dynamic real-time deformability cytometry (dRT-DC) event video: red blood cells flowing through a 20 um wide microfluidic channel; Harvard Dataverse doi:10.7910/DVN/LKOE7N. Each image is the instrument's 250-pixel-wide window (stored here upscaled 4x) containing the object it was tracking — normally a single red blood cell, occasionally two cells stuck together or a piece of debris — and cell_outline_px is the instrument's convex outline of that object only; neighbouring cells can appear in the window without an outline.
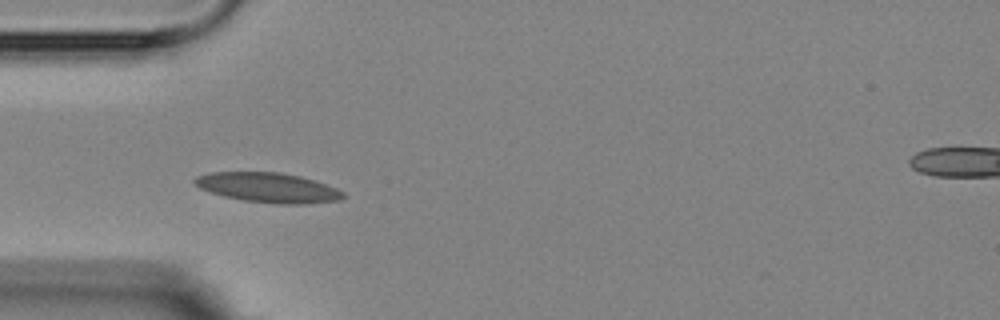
{"species": "Egyptian fruit bat (a non-hibernating species)", "species_latin": "Rousettus aegyptiacus", "temperature_condition": "room temperature", "stored_images_in_passage": 6, "camera_frame_rate_fps": 3000, "um_per_image_px": 0.085, "animal": {"sex": "female"}, "frame": {"image": 1, "passage_image": 5, "time_ms": 4.333, "image_size_px": [1000, 320], "cell_outline_px": [[344, 196], [340, 200], [304, 204], [276, 204], [244, 200], [224, 196], [200, 188], [192, 180], [196, 176], [212, 172], [280, 172], [300, 176], [336, 188], [344, 192]], "centroid_in_image_um": [22.79, 15.94], "position_along_channel_um": 62.2, "area_um2": 25.55}}
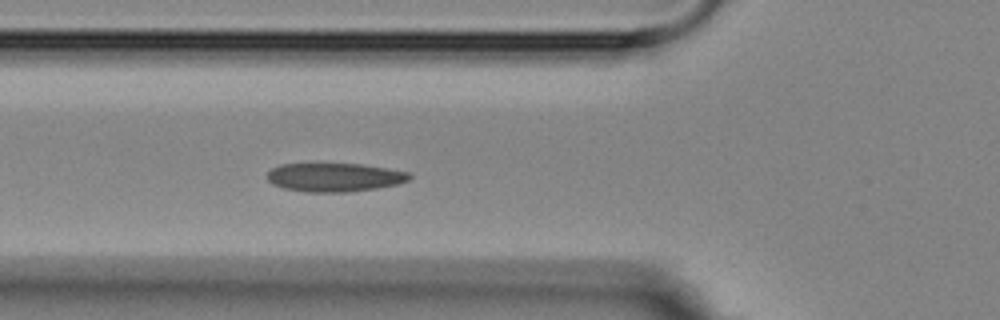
{"frame": {"image": 2, "passage_image": 6, "time_ms": 5.333, "image_size_px": [1000, 320], "cell_outline_px": [[412, 176], [408, 180], [396, 184], [376, 188], [348, 192], [304, 192], [284, 188], [272, 184], [268, 180], [268, 172], [272, 168], [280, 164], [360, 164], [408, 172]], "centroid_in_image_um": [28.4, 15.07], "position_along_channel_um": 97.4, "area_um2": 23.52}}